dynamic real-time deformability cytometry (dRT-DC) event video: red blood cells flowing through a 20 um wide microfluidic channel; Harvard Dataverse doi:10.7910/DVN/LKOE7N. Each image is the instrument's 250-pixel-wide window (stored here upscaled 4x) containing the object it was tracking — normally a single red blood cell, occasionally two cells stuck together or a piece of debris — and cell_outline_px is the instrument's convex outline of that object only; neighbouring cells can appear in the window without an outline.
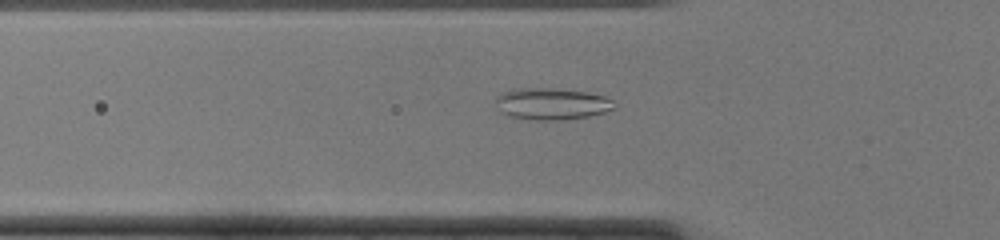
{"species": "common noctule bat (a hibernating species)", "species_latin": "Nyctalus noctula", "temperature_condition": "cold", "stored_images_in_passage": 42, "camera_frame_rate_fps": 3000, "um_per_image_px": 0.085, "animal": {"sex": "female", "body_mass_g": 22.0, "forearm_length_mm": 56.7}, "frame": {"image": 1, "passage_image": 8, "time_ms": 2.333, "image_size_px": [1000, 240], "cell_outline_px": [[616, 108], [604, 112], [588, 116], [556, 120], [532, 120], [508, 116], [500, 112], [496, 100], [496, 96], [512, 88], [548, 88], [588, 92], [604, 96], [612, 100]], "centroid_in_image_um": [46.87, 8.82], "position_along_channel_um": 78.9, "area_um2": 21.85}}
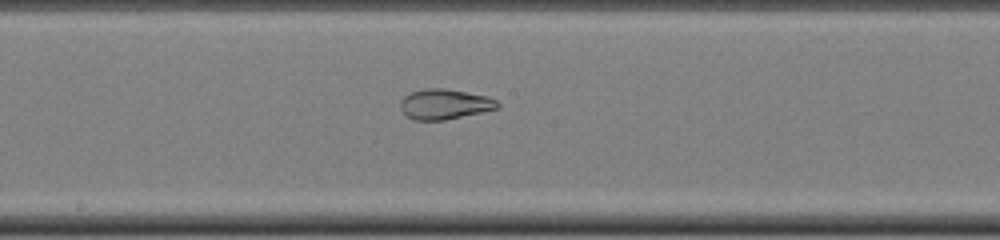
{"frame": {"image": 2, "passage_image": 18, "time_ms": 5.667, "image_size_px": [1000, 240], "cell_outline_px": [[500, 108], [444, 120], [412, 120], [400, 108], [400, 100], [408, 92], [428, 88], [444, 88], [488, 96], [496, 100], [500, 104]], "centroid_in_image_um": [37.79, 8.85], "position_along_channel_um": 210.4, "area_um2": 17.17}}
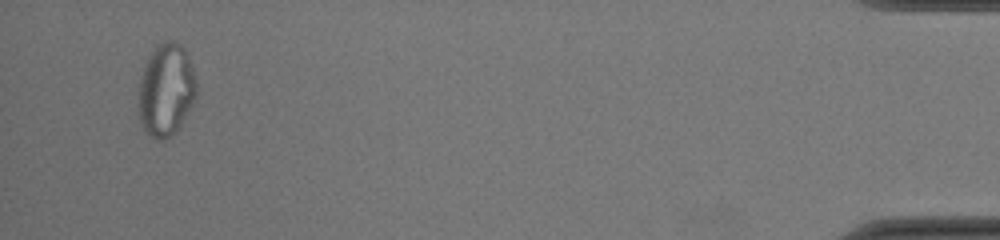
{"frame": {"image": 3, "passage_image": 40, "time_ms": 13.0, "image_size_px": [1000, 240], "cell_outline_px": [[196, 96], [192, 104], [180, 124], [172, 136], [164, 140], [156, 140], [148, 136], [140, 124], [140, 76], [144, 64], [152, 48], [156, 44], [164, 40], [172, 40], [180, 44], [184, 48], [188, 56], [196, 80]], "centroid_in_image_um": [14.1, 7.62], "position_along_channel_um": 421.1, "area_um2": 31.33}, "authors_computed_cell_mechanics": {"area_um2": 23.0333, "velocity_mm_per_s": 3.9488, "shape_relaxation_time_tau1_ms": null, "shape_relaxation_time_tau2_ms": 1.4522, "deformation_change_tau1": null, "deformation_change_tau2": 0.0406}}